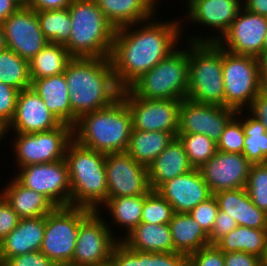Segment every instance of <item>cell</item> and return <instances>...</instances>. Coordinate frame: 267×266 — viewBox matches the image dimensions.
<instances>
[{
    "label": "cell",
    "instance_id": "1",
    "mask_svg": "<svg viewBox=\"0 0 267 266\" xmlns=\"http://www.w3.org/2000/svg\"><path fill=\"white\" fill-rule=\"evenodd\" d=\"M153 18L142 25L138 23L115 30L109 58L116 82L122 90L169 56L177 49L178 41L183 39L182 20L159 23ZM135 26L137 28L133 31Z\"/></svg>",
    "mask_w": 267,
    "mask_h": 266
},
{
    "label": "cell",
    "instance_id": "2",
    "mask_svg": "<svg viewBox=\"0 0 267 266\" xmlns=\"http://www.w3.org/2000/svg\"><path fill=\"white\" fill-rule=\"evenodd\" d=\"M72 112L81 115L106 108L120 98L109 57H73L64 72Z\"/></svg>",
    "mask_w": 267,
    "mask_h": 266
},
{
    "label": "cell",
    "instance_id": "3",
    "mask_svg": "<svg viewBox=\"0 0 267 266\" xmlns=\"http://www.w3.org/2000/svg\"><path fill=\"white\" fill-rule=\"evenodd\" d=\"M132 129L131 112L120 97L106 108L81 115L73 126V139L105 154L126 152Z\"/></svg>",
    "mask_w": 267,
    "mask_h": 266
},
{
    "label": "cell",
    "instance_id": "4",
    "mask_svg": "<svg viewBox=\"0 0 267 266\" xmlns=\"http://www.w3.org/2000/svg\"><path fill=\"white\" fill-rule=\"evenodd\" d=\"M106 154L86 148L74 139L68 144L65 161L71 186V206L99 211L107 200Z\"/></svg>",
    "mask_w": 267,
    "mask_h": 266
},
{
    "label": "cell",
    "instance_id": "5",
    "mask_svg": "<svg viewBox=\"0 0 267 266\" xmlns=\"http://www.w3.org/2000/svg\"><path fill=\"white\" fill-rule=\"evenodd\" d=\"M71 35L65 45L73 57H110L115 28L94 0H72L68 6Z\"/></svg>",
    "mask_w": 267,
    "mask_h": 266
},
{
    "label": "cell",
    "instance_id": "6",
    "mask_svg": "<svg viewBox=\"0 0 267 266\" xmlns=\"http://www.w3.org/2000/svg\"><path fill=\"white\" fill-rule=\"evenodd\" d=\"M186 99L225 107L222 48L216 42H189Z\"/></svg>",
    "mask_w": 267,
    "mask_h": 266
},
{
    "label": "cell",
    "instance_id": "7",
    "mask_svg": "<svg viewBox=\"0 0 267 266\" xmlns=\"http://www.w3.org/2000/svg\"><path fill=\"white\" fill-rule=\"evenodd\" d=\"M188 49V50H187ZM177 48L127 89L143 99L183 100L189 85V47Z\"/></svg>",
    "mask_w": 267,
    "mask_h": 266
},
{
    "label": "cell",
    "instance_id": "8",
    "mask_svg": "<svg viewBox=\"0 0 267 266\" xmlns=\"http://www.w3.org/2000/svg\"><path fill=\"white\" fill-rule=\"evenodd\" d=\"M90 212L86 208L62 206L47 214L40 252L56 266L71 264L80 222Z\"/></svg>",
    "mask_w": 267,
    "mask_h": 266
},
{
    "label": "cell",
    "instance_id": "9",
    "mask_svg": "<svg viewBox=\"0 0 267 266\" xmlns=\"http://www.w3.org/2000/svg\"><path fill=\"white\" fill-rule=\"evenodd\" d=\"M222 69L225 107L235 111L249 108L260 92L258 59L249 55L233 54L222 48Z\"/></svg>",
    "mask_w": 267,
    "mask_h": 266
},
{
    "label": "cell",
    "instance_id": "10",
    "mask_svg": "<svg viewBox=\"0 0 267 266\" xmlns=\"http://www.w3.org/2000/svg\"><path fill=\"white\" fill-rule=\"evenodd\" d=\"M12 143L18 168L64 159L73 140V127L61 124L53 130L36 133H16Z\"/></svg>",
    "mask_w": 267,
    "mask_h": 266
},
{
    "label": "cell",
    "instance_id": "11",
    "mask_svg": "<svg viewBox=\"0 0 267 266\" xmlns=\"http://www.w3.org/2000/svg\"><path fill=\"white\" fill-rule=\"evenodd\" d=\"M99 211H91L78 228L76 247L71 264L91 266L111 257L115 245L120 241L103 220ZM113 232V234H112Z\"/></svg>",
    "mask_w": 267,
    "mask_h": 266
},
{
    "label": "cell",
    "instance_id": "12",
    "mask_svg": "<svg viewBox=\"0 0 267 266\" xmlns=\"http://www.w3.org/2000/svg\"><path fill=\"white\" fill-rule=\"evenodd\" d=\"M15 179L24 187L46 196L56 207L71 206V186L64 159L19 168Z\"/></svg>",
    "mask_w": 267,
    "mask_h": 266
},
{
    "label": "cell",
    "instance_id": "13",
    "mask_svg": "<svg viewBox=\"0 0 267 266\" xmlns=\"http://www.w3.org/2000/svg\"><path fill=\"white\" fill-rule=\"evenodd\" d=\"M120 97L131 112L133 129L163 131L177 136L181 100L143 99L135 97L128 89L122 90Z\"/></svg>",
    "mask_w": 267,
    "mask_h": 266
},
{
    "label": "cell",
    "instance_id": "14",
    "mask_svg": "<svg viewBox=\"0 0 267 266\" xmlns=\"http://www.w3.org/2000/svg\"><path fill=\"white\" fill-rule=\"evenodd\" d=\"M107 198L146 195L151 191L147 167L127 152L107 153L105 157Z\"/></svg>",
    "mask_w": 267,
    "mask_h": 266
},
{
    "label": "cell",
    "instance_id": "15",
    "mask_svg": "<svg viewBox=\"0 0 267 266\" xmlns=\"http://www.w3.org/2000/svg\"><path fill=\"white\" fill-rule=\"evenodd\" d=\"M266 32L267 17L242 7L228 30L216 43L230 53L257 58L263 51Z\"/></svg>",
    "mask_w": 267,
    "mask_h": 266
},
{
    "label": "cell",
    "instance_id": "16",
    "mask_svg": "<svg viewBox=\"0 0 267 266\" xmlns=\"http://www.w3.org/2000/svg\"><path fill=\"white\" fill-rule=\"evenodd\" d=\"M236 111L216 105L183 99L179 108L178 133L204 134L215 143Z\"/></svg>",
    "mask_w": 267,
    "mask_h": 266
},
{
    "label": "cell",
    "instance_id": "17",
    "mask_svg": "<svg viewBox=\"0 0 267 266\" xmlns=\"http://www.w3.org/2000/svg\"><path fill=\"white\" fill-rule=\"evenodd\" d=\"M7 49L28 62L48 43L39 25L36 11L22 5L3 23Z\"/></svg>",
    "mask_w": 267,
    "mask_h": 266
},
{
    "label": "cell",
    "instance_id": "18",
    "mask_svg": "<svg viewBox=\"0 0 267 266\" xmlns=\"http://www.w3.org/2000/svg\"><path fill=\"white\" fill-rule=\"evenodd\" d=\"M252 163L243 155L218 151L199 168L212 194L244 188Z\"/></svg>",
    "mask_w": 267,
    "mask_h": 266
},
{
    "label": "cell",
    "instance_id": "19",
    "mask_svg": "<svg viewBox=\"0 0 267 266\" xmlns=\"http://www.w3.org/2000/svg\"><path fill=\"white\" fill-rule=\"evenodd\" d=\"M243 2V0H241ZM240 0H187L188 15L192 23L214 28L216 36H191L189 42H216L228 30L243 4ZM220 34V35H219ZM208 38V39H206Z\"/></svg>",
    "mask_w": 267,
    "mask_h": 266
},
{
    "label": "cell",
    "instance_id": "20",
    "mask_svg": "<svg viewBox=\"0 0 267 266\" xmlns=\"http://www.w3.org/2000/svg\"><path fill=\"white\" fill-rule=\"evenodd\" d=\"M62 123L48 110L31 87L19 91L15 113L4 128V136L12 133H36L55 129ZM9 130V131H8Z\"/></svg>",
    "mask_w": 267,
    "mask_h": 266
},
{
    "label": "cell",
    "instance_id": "21",
    "mask_svg": "<svg viewBox=\"0 0 267 266\" xmlns=\"http://www.w3.org/2000/svg\"><path fill=\"white\" fill-rule=\"evenodd\" d=\"M156 191L172 206L174 213H189L213 196L199 169L163 183Z\"/></svg>",
    "mask_w": 267,
    "mask_h": 266
},
{
    "label": "cell",
    "instance_id": "22",
    "mask_svg": "<svg viewBox=\"0 0 267 266\" xmlns=\"http://www.w3.org/2000/svg\"><path fill=\"white\" fill-rule=\"evenodd\" d=\"M213 195L219 210L234 219L238 226L267 229V214L251 201L245 187L222 190Z\"/></svg>",
    "mask_w": 267,
    "mask_h": 266
},
{
    "label": "cell",
    "instance_id": "23",
    "mask_svg": "<svg viewBox=\"0 0 267 266\" xmlns=\"http://www.w3.org/2000/svg\"><path fill=\"white\" fill-rule=\"evenodd\" d=\"M46 216L20 219L16 228L0 243V256L8 258L40 251L42 246Z\"/></svg>",
    "mask_w": 267,
    "mask_h": 266
},
{
    "label": "cell",
    "instance_id": "24",
    "mask_svg": "<svg viewBox=\"0 0 267 266\" xmlns=\"http://www.w3.org/2000/svg\"><path fill=\"white\" fill-rule=\"evenodd\" d=\"M31 88L40 96L48 110L62 123L71 127L78 117L72 112L65 74L31 79Z\"/></svg>",
    "mask_w": 267,
    "mask_h": 266
},
{
    "label": "cell",
    "instance_id": "25",
    "mask_svg": "<svg viewBox=\"0 0 267 266\" xmlns=\"http://www.w3.org/2000/svg\"><path fill=\"white\" fill-rule=\"evenodd\" d=\"M147 169L151 190L156 191L163 183L194 168L189 162L182 143L175 137Z\"/></svg>",
    "mask_w": 267,
    "mask_h": 266
},
{
    "label": "cell",
    "instance_id": "26",
    "mask_svg": "<svg viewBox=\"0 0 267 266\" xmlns=\"http://www.w3.org/2000/svg\"><path fill=\"white\" fill-rule=\"evenodd\" d=\"M109 23L119 29L152 19L155 0H94Z\"/></svg>",
    "mask_w": 267,
    "mask_h": 266
},
{
    "label": "cell",
    "instance_id": "27",
    "mask_svg": "<svg viewBox=\"0 0 267 266\" xmlns=\"http://www.w3.org/2000/svg\"><path fill=\"white\" fill-rule=\"evenodd\" d=\"M20 219L46 216L56 206L42 193L28 189L15 178L0 192Z\"/></svg>",
    "mask_w": 267,
    "mask_h": 266
},
{
    "label": "cell",
    "instance_id": "28",
    "mask_svg": "<svg viewBox=\"0 0 267 266\" xmlns=\"http://www.w3.org/2000/svg\"><path fill=\"white\" fill-rule=\"evenodd\" d=\"M120 241L131 250L152 253H174V244L168 224L140 223Z\"/></svg>",
    "mask_w": 267,
    "mask_h": 266
},
{
    "label": "cell",
    "instance_id": "29",
    "mask_svg": "<svg viewBox=\"0 0 267 266\" xmlns=\"http://www.w3.org/2000/svg\"><path fill=\"white\" fill-rule=\"evenodd\" d=\"M168 225L175 253L189 256L210 245L209 235L189 213H174Z\"/></svg>",
    "mask_w": 267,
    "mask_h": 266
},
{
    "label": "cell",
    "instance_id": "30",
    "mask_svg": "<svg viewBox=\"0 0 267 266\" xmlns=\"http://www.w3.org/2000/svg\"><path fill=\"white\" fill-rule=\"evenodd\" d=\"M176 136L163 131L132 129L126 152L139 164L148 167Z\"/></svg>",
    "mask_w": 267,
    "mask_h": 266
},
{
    "label": "cell",
    "instance_id": "31",
    "mask_svg": "<svg viewBox=\"0 0 267 266\" xmlns=\"http://www.w3.org/2000/svg\"><path fill=\"white\" fill-rule=\"evenodd\" d=\"M214 245L223 253L240 251L264 259L267 252V229L237 226Z\"/></svg>",
    "mask_w": 267,
    "mask_h": 266
},
{
    "label": "cell",
    "instance_id": "32",
    "mask_svg": "<svg viewBox=\"0 0 267 266\" xmlns=\"http://www.w3.org/2000/svg\"><path fill=\"white\" fill-rule=\"evenodd\" d=\"M73 56L64 45L48 42L29 61L30 79H39L64 73Z\"/></svg>",
    "mask_w": 267,
    "mask_h": 266
},
{
    "label": "cell",
    "instance_id": "33",
    "mask_svg": "<svg viewBox=\"0 0 267 266\" xmlns=\"http://www.w3.org/2000/svg\"><path fill=\"white\" fill-rule=\"evenodd\" d=\"M144 204V195L123 196L107 198L103 207L108 208L116 226L125 227L128 235L137 225L141 223V215Z\"/></svg>",
    "mask_w": 267,
    "mask_h": 266
},
{
    "label": "cell",
    "instance_id": "34",
    "mask_svg": "<svg viewBox=\"0 0 267 266\" xmlns=\"http://www.w3.org/2000/svg\"><path fill=\"white\" fill-rule=\"evenodd\" d=\"M40 28L48 42L66 45L71 35V17L68 8L36 11Z\"/></svg>",
    "mask_w": 267,
    "mask_h": 266
},
{
    "label": "cell",
    "instance_id": "35",
    "mask_svg": "<svg viewBox=\"0 0 267 266\" xmlns=\"http://www.w3.org/2000/svg\"><path fill=\"white\" fill-rule=\"evenodd\" d=\"M244 148L242 154L252 163H267V132L264 125L250 114L247 120L243 117Z\"/></svg>",
    "mask_w": 267,
    "mask_h": 266
},
{
    "label": "cell",
    "instance_id": "36",
    "mask_svg": "<svg viewBox=\"0 0 267 266\" xmlns=\"http://www.w3.org/2000/svg\"><path fill=\"white\" fill-rule=\"evenodd\" d=\"M0 82L18 91L31 87L29 62L13 50L0 51Z\"/></svg>",
    "mask_w": 267,
    "mask_h": 266
},
{
    "label": "cell",
    "instance_id": "37",
    "mask_svg": "<svg viewBox=\"0 0 267 266\" xmlns=\"http://www.w3.org/2000/svg\"><path fill=\"white\" fill-rule=\"evenodd\" d=\"M176 137L194 169L201 168L217 152V143L204 134L178 133Z\"/></svg>",
    "mask_w": 267,
    "mask_h": 266
},
{
    "label": "cell",
    "instance_id": "38",
    "mask_svg": "<svg viewBox=\"0 0 267 266\" xmlns=\"http://www.w3.org/2000/svg\"><path fill=\"white\" fill-rule=\"evenodd\" d=\"M173 214L172 206L157 191L151 190L144 195L141 223L168 224Z\"/></svg>",
    "mask_w": 267,
    "mask_h": 266
},
{
    "label": "cell",
    "instance_id": "39",
    "mask_svg": "<svg viewBox=\"0 0 267 266\" xmlns=\"http://www.w3.org/2000/svg\"><path fill=\"white\" fill-rule=\"evenodd\" d=\"M245 189L251 201L267 214V163L252 164Z\"/></svg>",
    "mask_w": 267,
    "mask_h": 266
},
{
    "label": "cell",
    "instance_id": "40",
    "mask_svg": "<svg viewBox=\"0 0 267 266\" xmlns=\"http://www.w3.org/2000/svg\"><path fill=\"white\" fill-rule=\"evenodd\" d=\"M243 111H236V115L225 126L220 140L217 142L218 151L242 154L245 135L242 121L238 118Z\"/></svg>",
    "mask_w": 267,
    "mask_h": 266
},
{
    "label": "cell",
    "instance_id": "41",
    "mask_svg": "<svg viewBox=\"0 0 267 266\" xmlns=\"http://www.w3.org/2000/svg\"><path fill=\"white\" fill-rule=\"evenodd\" d=\"M111 258L115 266H150L151 252L131 250L119 241L113 249Z\"/></svg>",
    "mask_w": 267,
    "mask_h": 266
},
{
    "label": "cell",
    "instance_id": "42",
    "mask_svg": "<svg viewBox=\"0 0 267 266\" xmlns=\"http://www.w3.org/2000/svg\"><path fill=\"white\" fill-rule=\"evenodd\" d=\"M219 211L218 202L214 195L205 202L197 205L189 212L190 216L197 221L201 228L209 235Z\"/></svg>",
    "mask_w": 267,
    "mask_h": 266
},
{
    "label": "cell",
    "instance_id": "43",
    "mask_svg": "<svg viewBox=\"0 0 267 266\" xmlns=\"http://www.w3.org/2000/svg\"><path fill=\"white\" fill-rule=\"evenodd\" d=\"M19 91L0 82V126L4 129L12 120Z\"/></svg>",
    "mask_w": 267,
    "mask_h": 266
},
{
    "label": "cell",
    "instance_id": "44",
    "mask_svg": "<svg viewBox=\"0 0 267 266\" xmlns=\"http://www.w3.org/2000/svg\"><path fill=\"white\" fill-rule=\"evenodd\" d=\"M189 266H225L223 252L209 245L188 256Z\"/></svg>",
    "mask_w": 267,
    "mask_h": 266
},
{
    "label": "cell",
    "instance_id": "45",
    "mask_svg": "<svg viewBox=\"0 0 267 266\" xmlns=\"http://www.w3.org/2000/svg\"><path fill=\"white\" fill-rule=\"evenodd\" d=\"M20 217L0 195V243L18 225Z\"/></svg>",
    "mask_w": 267,
    "mask_h": 266
},
{
    "label": "cell",
    "instance_id": "46",
    "mask_svg": "<svg viewBox=\"0 0 267 266\" xmlns=\"http://www.w3.org/2000/svg\"><path fill=\"white\" fill-rule=\"evenodd\" d=\"M4 266H56L42 252H30L8 258L4 262Z\"/></svg>",
    "mask_w": 267,
    "mask_h": 266
},
{
    "label": "cell",
    "instance_id": "47",
    "mask_svg": "<svg viewBox=\"0 0 267 266\" xmlns=\"http://www.w3.org/2000/svg\"><path fill=\"white\" fill-rule=\"evenodd\" d=\"M237 222L231 219L223 211H218L211 233L209 234L210 245H214L220 238L227 235L237 227Z\"/></svg>",
    "mask_w": 267,
    "mask_h": 266
},
{
    "label": "cell",
    "instance_id": "48",
    "mask_svg": "<svg viewBox=\"0 0 267 266\" xmlns=\"http://www.w3.org/2000/svg\"><path fill=\"white\" fill-rule=\"evenodd\" d=\"M225 266H263V259L245 252L223 253Z\"/></svg>",
    "mask_w": 267,
    "mask_h": 266
},
{
    "label": "cell",
    "instance_id": "49",
    "mask_svg": "<svg viewBox=\"0 0 267 266\" xmlns=\"http://www.w3.org/2000/svg\"><path fill=\"white\" fill-rule=\"evenodd\" d=\"M150 266H189L188 256L180 253H152Z\"/></svg>",
    "mask_w": 267,
    "mask_h": 266
},
{
    "label": "cell",
    "instance_id": "50",
    "mask_svg": "<svg viewBox=\"0 0 267 266\" xmlns=\"http://www.w3.org/2000/svg\"><path fill=\"white\" fill-rule=\"evenodd\" d=\"M248 111L252 112L250 115L264 125L267 132V94L259 92L253 99Z\"/></svg>",
    "mask_w": 267,
    "mask_h": 266
},
{
    "label": "cell",
    "instance_id": "51",
    "mask_svg": "<svg viewBox=\"0 0 267 266\" xmlns=\"http://www.w3.org/2000/svg\"><path fill=\"white\" fill-rule=\"evenodd\" d=\"M72 3V0H26L27 7L35 11L64 9Z\"/></svg>",
    "mask_w": 267,
    "mask_h": 266
},
{
    "label": "cell",
    "instance_id": "52",
    "mask_svg": "<svg viewBox=\"0 0 267 266\" xmlns=\"http://www.w3.org/2000/svg\"><path fill=\"white\" fill-rule=\"evenodd\" d=\"M22 4L18 0H0V23L17 11Z\"/></svg>",
    "mask_w": 267,
    "mask_h": 266
},
{
    "label": "cell",
    "instance_id": "53",
    "mask_svg": "<svg viewBox=\"0 0 267 266\" xmlns=\"http://www.w3.org/2000/svg\"><path fill=\"white\" fill-rule=\"evenodd\" d=\"M243 7L250 12L267 17V0H244Z\"/></svg>",
    "mask_w": 267,
    "mask_h": 266
},
{
    "label": "cell",
    "instance_id": "54",
    "mask_svg": "<svg viewBox=\"0 0 267 266\" xmlns=\"http://www.w3.org/2000/svg\"><path fill=\"white\" fill-rule=\"evenodd\" d=\"M260 92L267 94V69H260Z\"/></svg>",
    "mask_w": 267,
    "mask_h": 266
},
{
    "label": "cell",
    "instance_id": "55",
    "mask_svg": "<svg viewBox=\"0 0 267 266\" xmlns=\"http://www.w3.org/2000/svg\"><path fill=\"white\" fill-rule=\"evenodd\" d=\"M257 59L259 63V69H267V49H263Z\"/></svg>",
    "mask_w": 267,
    "mask_h": 266
},
{
    "label": "cell",
    "instance_id": "56",
    "mask_svg": "<svg viewBox=\"0 0 267 266\" xmlns=\"http://www.w3.org/2000/svg\"><path fill=\"white\" fill-rule=\"evenodd\" d=\"M7 49L5 32L2 23H0V51Z\"/></svg>",
    "mask_w": 267,
    "mask_h": 266
},
{
    "label": "cell",
    "instance_id": "57",
    "mask_svg": "<svg viewBox=\"0 0 267 266\" xmlns=\"http://www.w3.org/2000/svg\"><path fill=\"white\" fill-rule=\"evenodd\" d=\"M91 266H115V265H114V261H113V259L110 257V258H108V259L105 260V261L96 263V264L91 265Z\"/></svg>",
    "mask_w": 267,
    "mask_h": 266
},
{
    "label": "cell",
    "instance_id": "58",
    "mask_svg": "<svg viewBox=\"0 0 267 266\" xmlns=\"http://www.w3.org/2000/svg\"><path fill=\"white\" fill-rule=\"evenodd\" d=\"M6 136H4V129L0 126V143H1V140H3Z\"/></svg>",
    "mask_w": 267,
    "mask_h": 266
},
{
    "label": "cell",
    "instance_id": "59",
    "mask_svg": "<svg viewBox=\"0 0 267 266\" xmlns=\"http://www.w3.org/2000/svg\"><path fill=\"white\" fill-rule=\"evenodd\" d=\"M263 49H267V32H266L265 39H264Z\"/></svg>",
    "mask_w": 267,
    "mask_h": 266
},
{
    "label": "cell",
    "instance_id": "60",
    "mask_svg": "<svg viewBox=\"0 0 267 266\" xmlns=\"http://www.w3.org/2000/svg\"><path fill=\"white\" fill-rule=\"evenodd\" d=\"M263 266H267V252L265 258L263 259Z\"/></svg>",
    "mask_w": 267,
    "mask_h": 266
},
{
    "label": "cell",
    "instance_id": "61",
    "mask_svg": "<svg viewBox=\"0 0 267 266\" xmlns=\"http://www.w3.org/2000/svg\"><path fill=\"white\" fill-rule=\"evenodd\" d=\"M0 266H4V262H3V259L1 258V256H0Z\"/></svg>",
    "mask_w": 267,
    "mask_h": 266
},
{
    "label": "cell",
    "instance_id": "62",
    "mask_svg": "<svg viewBox=\"0 0 267 266\" xmlns=\"http://www.w3.org/2000/svg\"><path fill=\"white\" fill-rule=\"evenodd\" d=\"M58 266H75V265H72V264H61V265H58Z\"/></svg>",
    "mask_w": 267,
    "mask_h": 266
},
{
    "label": "cell",
    "instance_id": "63",
    "mask_svg": "<svg viewBox=\"0 0 267 266\" xmlns=\"http://www.w3.org/2000/svg\"><path fill=\"white\" fill-rule=\"evenodd\" d=\"M18 1H19L22 5H24L26 0H18Z\"/></svg>",
    "mask_w": 267,
    "mask_h": 266
}]
</instances>
